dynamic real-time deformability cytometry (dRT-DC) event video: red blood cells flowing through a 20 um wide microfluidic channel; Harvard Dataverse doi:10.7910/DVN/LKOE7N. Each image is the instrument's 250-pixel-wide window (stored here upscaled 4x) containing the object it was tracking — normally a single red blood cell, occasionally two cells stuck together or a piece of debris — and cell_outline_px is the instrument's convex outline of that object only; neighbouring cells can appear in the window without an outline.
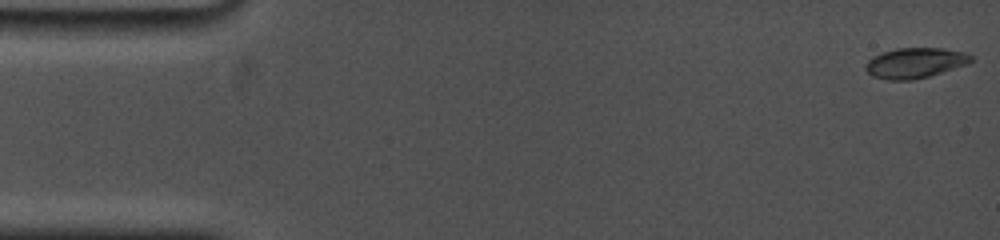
{"species": "common noctule bat (a hibernating species)", "species_latin": "Nyctalus noctula", "temperature_condition": "cold", "stored_images_in_passage": 129, "camera_frame_rate_fps": 5000, "um_per_image_px": 0.085, "animal": {"sex": "female", "body_mass_g": 19.0, "forearm_length_mm": 53.3}, "frame": {"image": 1, "passage_image": 1, "time_ms": 0.0, "image_size_px": [1000, 240], "cell_outline_px": [[972, 60], [968, 64], [928, 76], [912, 80], [888, 80], [872, 76], [864, 68], [868, 60], [872, 56], [896, 48], [940, 48], [964, 52], [972, 56]], "centroid_in_image_um": [77.75, 5.35], "position_along_channel_um": 7.2, "area_um2": 18.5}}
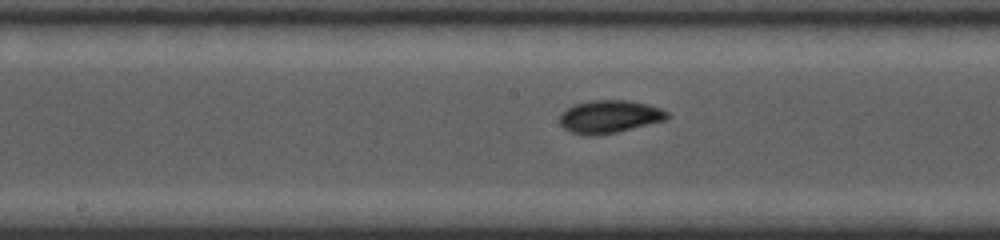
{"frame": {"image": 2, "passage_image": 64, "time_ms": 8.6, "image_size_px": [1000, 240], "cell_outline_px": [[668, 120], [616, 132], [596, 136], [580, 136], [568, 132], [560, 124], [560, 116], [572, 104], [592, 100], [628, 100], [648, 104], [660, 108], [668, 112]], "centroid_in_image_um": [51.79, 9.93], "position_along_channel_um": 196.4, "area_um2": 20.87}}
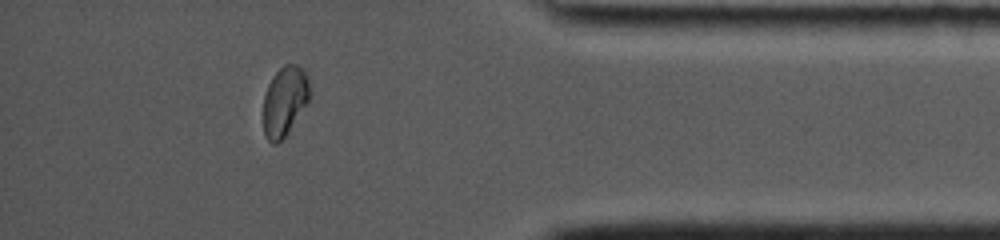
{"frame": {"image": 3, "passage_image": 116, "time_ms": 14.8, "image_size_px": [1000, 240], "cell_outline_px": [[308, 100], [288, 132], [276, 144], [272, 144], [268, 140], [264, 132], [264, 96], [268, 84], [272, 76], [284, 64], [296, 64], [308, 76]], "centroid_in_image_um": [24.17, 8.58], "position_along_channel_um": 411.0, "area_um2": 18.32}, "authors_computed_cell_mechanics": {"area_um2": 19.3052, "velocity_mm_per_s": 3.7258, "shape_relaxation_time_tau1_ms": 4.2704, "shape_relaxation_time_tau2_ms": 1.0432, "deformation_change_tau1": 0.1438, "deformation_change_tau2": 0.0357}}